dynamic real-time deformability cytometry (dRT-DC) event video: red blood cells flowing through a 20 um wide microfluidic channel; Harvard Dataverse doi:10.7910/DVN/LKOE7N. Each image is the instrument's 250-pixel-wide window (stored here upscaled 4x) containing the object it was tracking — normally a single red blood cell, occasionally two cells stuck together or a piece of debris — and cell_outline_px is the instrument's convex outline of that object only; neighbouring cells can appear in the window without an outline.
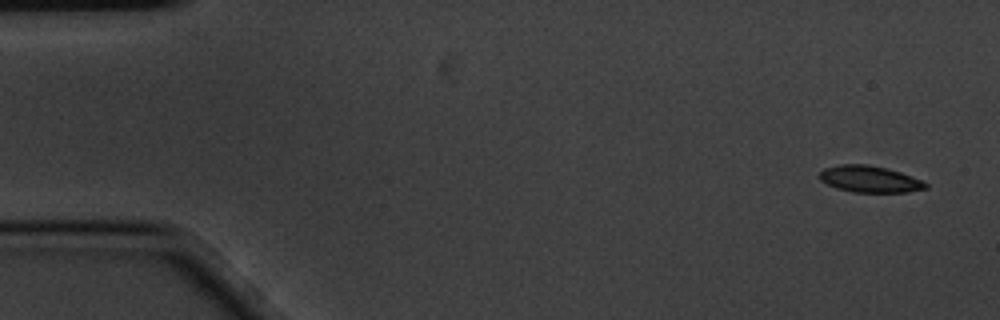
{"species": "common noctule bat (a hibernating species)", "species_latin": "Nyctalus noctula", "temperature_condition": "cold", "stored_images_in_passage": 6, "camera_frame_rate_fps": 3000, "um_per_image_px": 0.085, "animal": {"sex": "male", "body_mass_g": 20.1, "forearm_length_mm": 53.5}, "frame": {"image": 1, "passage_image": 1, "time_ms": 0.0, "image_size_px": [1000, 320], "cell_outline_px": [[928, 188], [908, 192], [852, 192], [836, 188], [820, 180], [816, 176], [824, 168], [840, 164], [868, 164], [888, 168], [924, 180], [928, 184]], "centroid_in_image_um": [73.93, 15.22], "position_along_channel_um": 11.1, "area_um2": 16.7}}
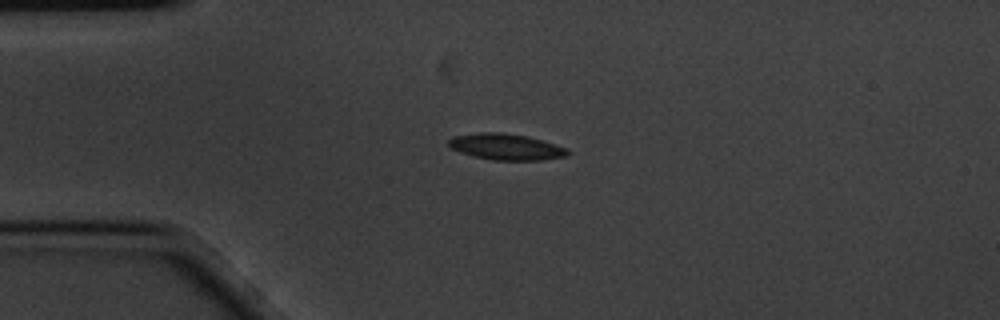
{"frame": {"image": 2, "passage_image": 4, "time_ms": 1.0, "image_size_px": [1000, 320], "cell_outline_px": [[568, 156], [540, 160], [492, 160], [460, 152], [452, 148], [448, 144], [448, 140], [452, 136], [480, 132], [500, 132], [528, 136], [568, 148]], "centroid_in_image_um": [43.02, 12.47], "position_along_channel_um": 42.0, "area_um2": 18.09}}
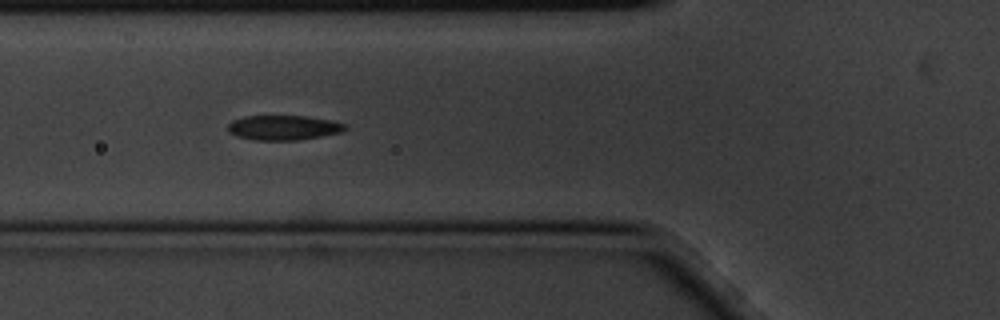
{"frame": {"image": 3, "passage_image": 6, "time_ms": 1.667, "image_size_px": [1000, 320], "cell_outline_px": [[348, 128], [340, 132], [320, 136], [296, 140], [252, 140], [236, 136], [228, 132], [228, 124], [232, 120], [244, 116], [304, 116], [332, 120], [348, 124]], "centroid_in_image_um": [24.08, 10.84], "position_along_channel_um": 101.7, "area_um2": 16.99}}